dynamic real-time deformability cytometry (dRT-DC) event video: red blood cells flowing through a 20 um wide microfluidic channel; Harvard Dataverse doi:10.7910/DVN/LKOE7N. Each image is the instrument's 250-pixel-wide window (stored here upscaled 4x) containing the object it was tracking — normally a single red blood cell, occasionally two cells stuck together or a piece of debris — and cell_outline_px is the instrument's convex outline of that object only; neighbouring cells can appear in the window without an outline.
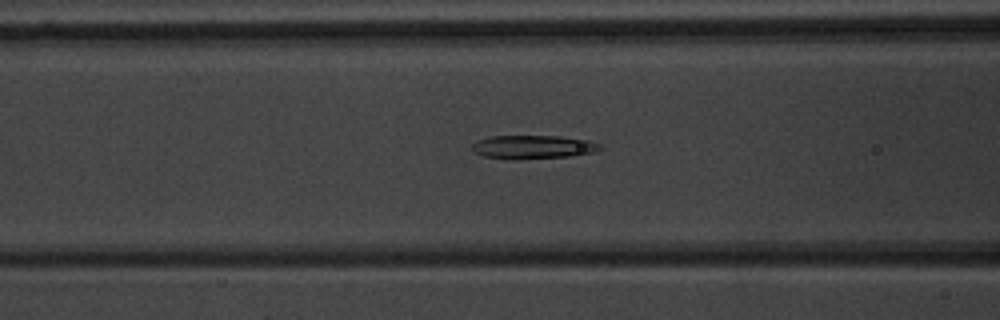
{"species": "common noctule bat (a hibernating species)", "species_latin": "Nyctalus noctula", "temperature_condition": "warm", "stored_images_in_passage": 47, "segment_of_instrument_passage": [1, 2], "camera_frame_rate_fps": 3000, "um_per_image_px": 0.085, "animal": {"sex": "male", "body_mass_g": 20.1, "forearm_length_mm": 53.5}, "frame": {"image": 1, "passage_image": 14, "time_ms": 4.333, "image_size_px": [1000, 320], "cell_outline_px": [[604, 148], [596, 152], [568, 156], [512, 160], [508, 160], [484, 156], [472, 152], [472, 144], [476, 140], [492, 136], [560, 136], [588, 140], [600, 144]], "centroid_in_image_um": [45.29, 12.5], "position_along_channel_um": 121.3, "area_um2": 17.8}}
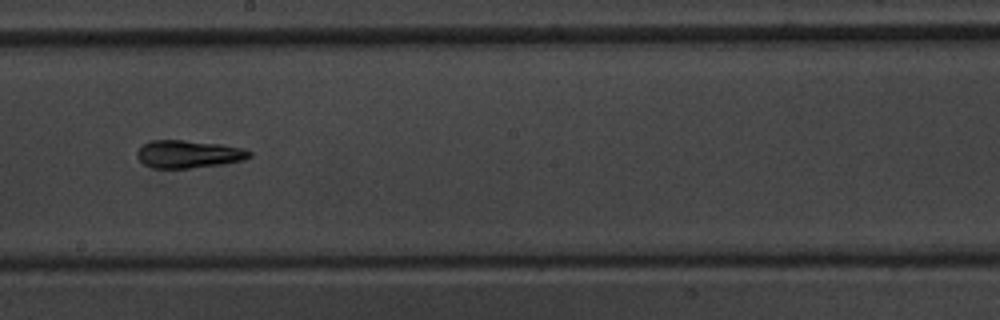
{"frame": {"image": 2, "passage_image": 23, "time_ms": 7.333, "image_size_px": [1000, 320], "cell_outline_px": [[252, 156], [244, 160], [220, 164], [188, 168], [152, 168], [144, 164], [136, 156], [136, 152], [144, 144], [152, 140], [184, 140], [220, 144], [244, 148], [252, 152]], "centroid_in_image_um": [16.03, 13.09], "position_along_channel_um": 232.2, "area_um2": 18.09}}
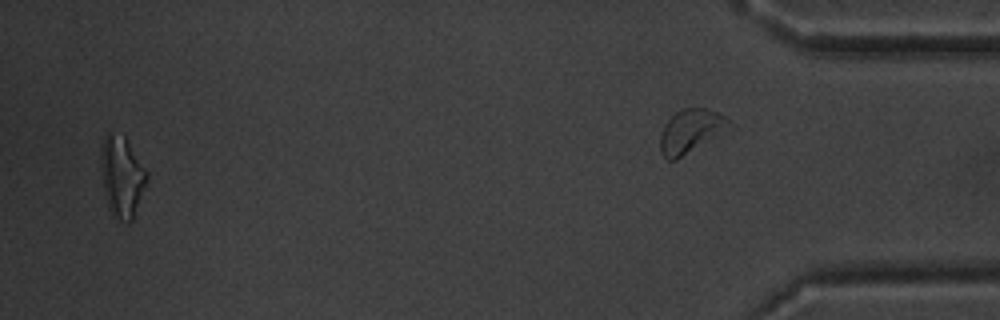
{"frame": {"image": 3, "passage_image": 45, "time_ms": 14.667, "image_size_px": [1000, 320], "cell_outline_px": [[148, 180], [132, 220], [120, 220], [112, 216], [108, 208], [104, 192], [100, 164], [100, 148], [104, 136], [108, 132], [124, 136], [148, 172]], "centroid_in_image_um": [10.34, 14.99], "position_along_channel_um": 424.9, "area_um2": 21.68}}